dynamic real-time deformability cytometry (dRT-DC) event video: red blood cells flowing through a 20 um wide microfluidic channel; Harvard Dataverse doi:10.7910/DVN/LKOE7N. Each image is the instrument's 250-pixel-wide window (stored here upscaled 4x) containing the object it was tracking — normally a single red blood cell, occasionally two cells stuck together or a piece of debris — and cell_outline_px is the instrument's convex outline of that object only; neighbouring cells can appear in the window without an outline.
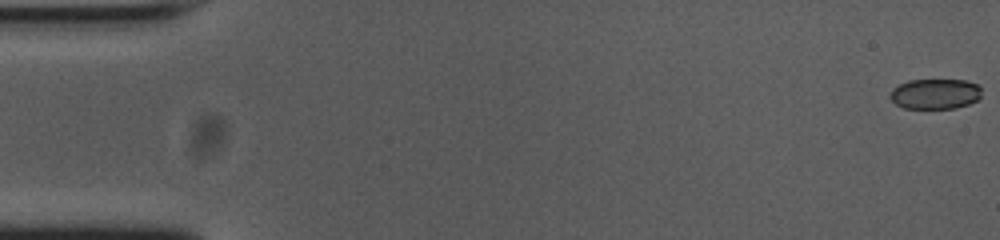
{"species": "common noctule bat (a hibernating species)", "species_latin": "Nyctalus noctula", "temperature_condition": "cold", "stored_images_in_passage": 9, "camera_frame_rate_fps": 3000, "um_per_image_px": 0.085, "animal": {"sex": "female", "body_mass_g": 23.0, "forearm_length_mm": 53.4}, "frame": {"image": 1, "passage_image": 1, "time_ms": 0.0, "image_size_px": [1000, 240], "cell_outline_px": [[980, 96], [976, 100], [968, 104], [956, 108], [904, 108], [896, 104], [888, 96], [892, 88], [908, 80], [964, 80], [976, 84], [980, 88]], "centroid_in_image_um": [79.45, 7.98], "position_along_channel_um": 5.6, "area_um2": 16.07}}